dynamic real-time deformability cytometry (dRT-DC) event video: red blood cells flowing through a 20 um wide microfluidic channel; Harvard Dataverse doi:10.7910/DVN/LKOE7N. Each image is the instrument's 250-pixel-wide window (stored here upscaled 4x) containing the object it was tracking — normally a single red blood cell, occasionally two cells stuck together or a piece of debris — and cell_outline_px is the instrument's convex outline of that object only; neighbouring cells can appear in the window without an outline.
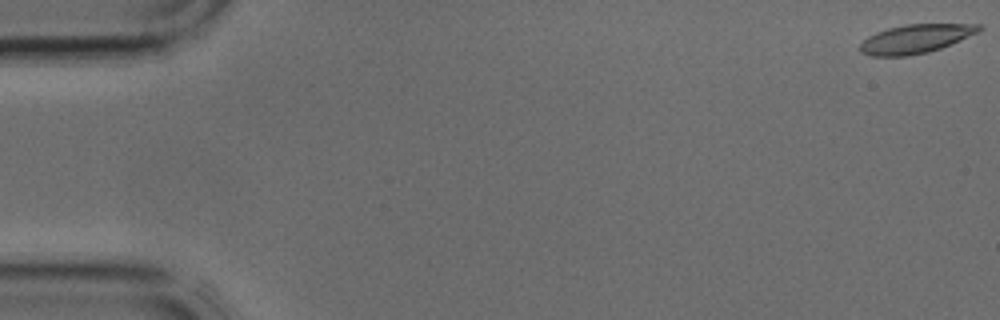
{"species": "common noctule bat (a hibernating species)", "species_latin": "Nyctalus noctula", "temperature_condition": "cold", "stored_images_in_passage": 4, "camera_frame_rate_fps": 3000, "um_per_image_px": 0.085, "animal": {"sex": "male", "body_mass_g": 17.9, "forearm_length_mm": 54.2}, "frame": {"image": 1, "passage_image": 1, "time_ms": 0.0, "image_size_px": [1000, 320], "cell_outline_px": [[984, 28], [980, 32], [940, 48], [928, 52], [908, 56], [872, 56], [860, 52], [860, 44], [868, 36], [876, 32], [888, 28], [904, 24], [980, 24]], "centroid_in_image_um": [77.84, 3.29], "position_along_channel_um": 7.2, "area_um2": 20.0}}
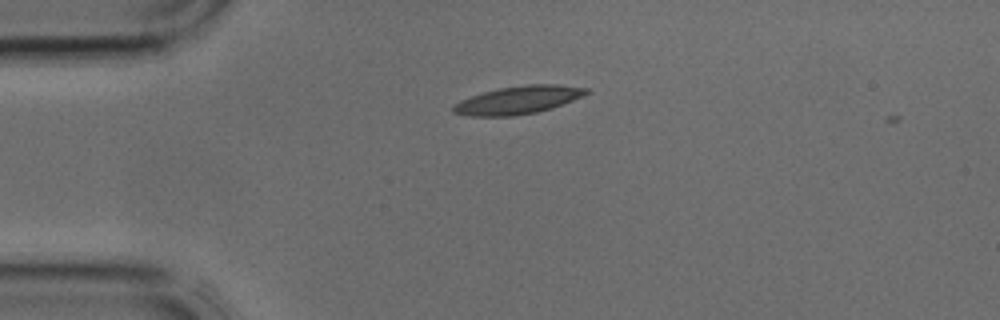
{"frame": {"image": 2, "passage_image": 3, "time_ms": 0.667, "image_size_px": [1000, 320], "cell_outline_px": [[592, 92], [552, 108], [536, 112], [512, 116], [468, 116], [452, 112], [452, 108], [460, 100], [484, 92], [500, 88], [528, 84], [556, 84], [588, 88]], "centroid_in_image_um": [44.07, 8.5], "position_along_channel_um": 40.9, "area_um2": 21.5}}